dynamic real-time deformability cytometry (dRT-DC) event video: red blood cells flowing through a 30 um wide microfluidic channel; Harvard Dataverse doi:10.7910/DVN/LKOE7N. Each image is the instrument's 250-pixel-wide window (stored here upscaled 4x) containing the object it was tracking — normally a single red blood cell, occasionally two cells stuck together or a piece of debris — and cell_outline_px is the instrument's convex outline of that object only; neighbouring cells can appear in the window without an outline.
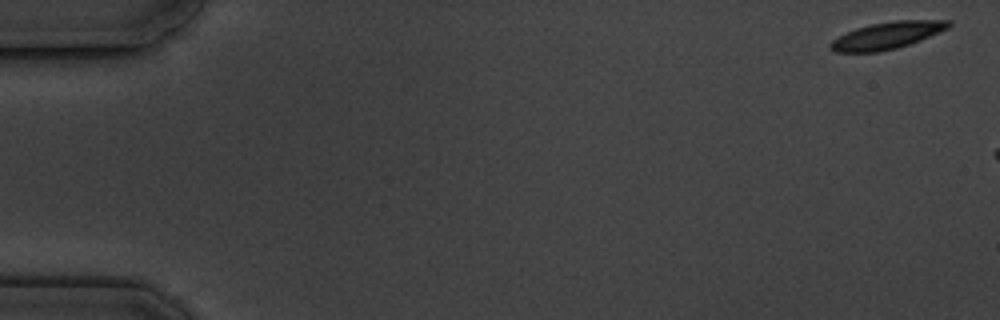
{"species": "common noctule bat (a hibernating species)", "species_latin": "Nyctalus noctula", "temperature_condition": "cold", "stored_images_in_passage": 6, "camera_frame_rate_fps": 3000, "um_per_image_px": 0.085, "animal": {"sex": "male", "body_mass_g": 19.5, "forearm_length_mm": 54.6}, "frame": {"image": 1, "passage_image": 1, "time_ms": 0.0, "image_size_px": [1000, 320], "cell_outline_px": [[952, 24], [948, 28], [940, 32], [920, 40], [896, 48], [880, 52], [832, 52], [828, 48], [828, 44], [832, 40], [856, 28], [872, 24], [896, 20], [952, 20]], "centroid_in_image_um": [75.39, 3.02], "position_along_channel_um": 9.6, "area_um2": 18.55}}